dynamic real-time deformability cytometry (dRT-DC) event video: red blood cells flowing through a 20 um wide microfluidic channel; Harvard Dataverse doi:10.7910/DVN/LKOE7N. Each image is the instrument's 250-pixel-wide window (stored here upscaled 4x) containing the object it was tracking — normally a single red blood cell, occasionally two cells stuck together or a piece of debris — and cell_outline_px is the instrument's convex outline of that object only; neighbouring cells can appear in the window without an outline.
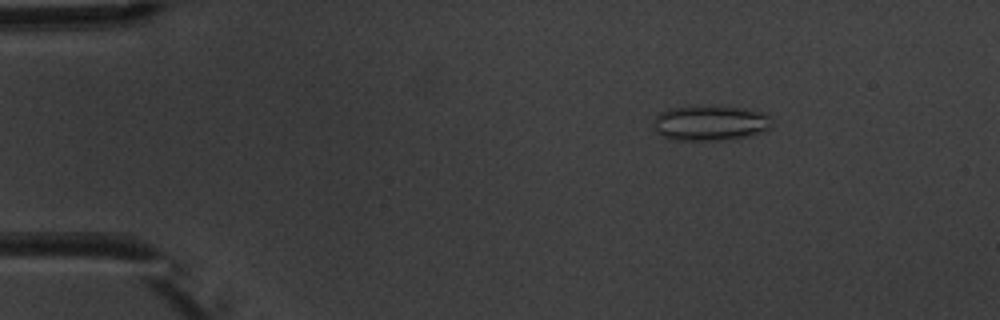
{"species": "common noctule bat (a hibernating species)", "species_latin": "Nyctalus noctula", "temperature_condition": "warm", "stored_images_in_passage": 6, "camera_frame_rate_fps": 3000, "um_per_image_px": 0.085, "animal": {"sex": "male", "body_mass_g": 20.1, "forearm_length_mm": 53.5}, "frame": {"image": 1, "passage_image": 3, "time_ms": 2.333, "image_size_px": [1000, 320], "cell_outline_px": [[772, 128], [764, 132], [748, 136], [728, 140], [680, 140], [664, 136], [656, 132], [652, 120], [660, 112], [672, 108], [712, 104], [720, 104], [744, 108], [764, 112], [768, 116]], "centroid_in_image_um": [60.41, 10.43], "position_along_channel_um": 24.6, "area_um2": 24.85}}
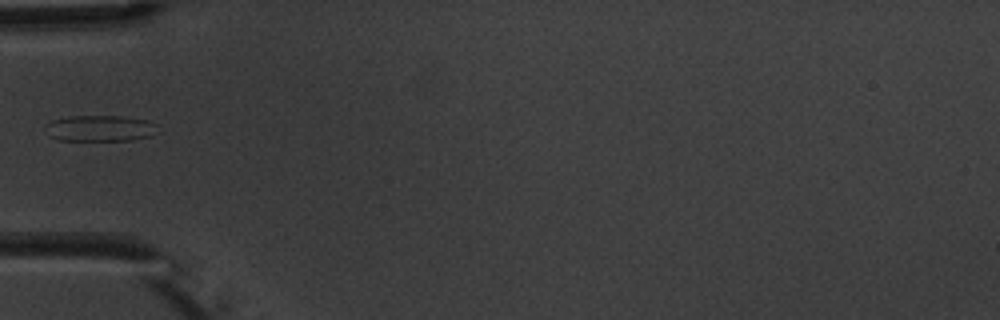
{"frame": {"image": 2, "passage_image": 5, "time_ms": 5.667, "image_size_px": [1000, 320], "cell_outline_px": [[160, 132], [152, 136], [132, 140], [56, 140], [48, 136], [44, 132], [44, 128], [52, 120], [68, 116], [120, 116], [148, 120], [156, 124]], "centroid_in_image_um": [8.51, 10.91], "position_along_channel_um": 76.5, "area_um2": 17.4}}
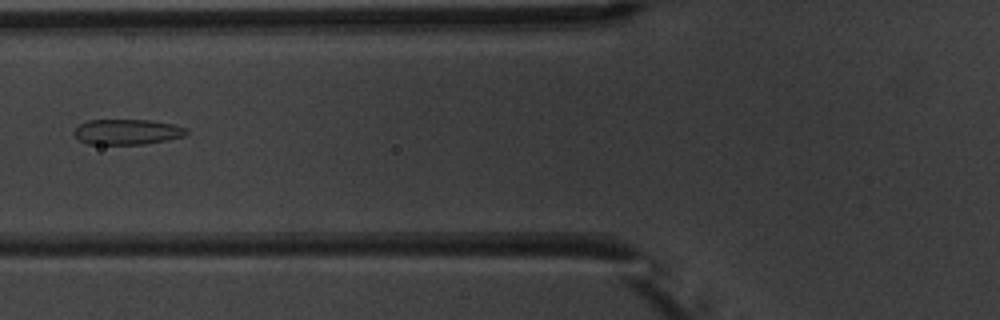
{"frame": {"image": 3, "passage_image": 6, "time_ms": 6.667, "image_size_px": [1000, 320], "cell_outline_px": [[188, 132], [184, 136], [144, 144], [88, 144], [80, 140], [72, 132], [80, 124], [88, 120], [152, 120], [172, 124], [188, 128]], "centroid_in_image_um": [10.81, 11.2], "position_along_channel_um": 115.0, "area_um2": 16.53}}